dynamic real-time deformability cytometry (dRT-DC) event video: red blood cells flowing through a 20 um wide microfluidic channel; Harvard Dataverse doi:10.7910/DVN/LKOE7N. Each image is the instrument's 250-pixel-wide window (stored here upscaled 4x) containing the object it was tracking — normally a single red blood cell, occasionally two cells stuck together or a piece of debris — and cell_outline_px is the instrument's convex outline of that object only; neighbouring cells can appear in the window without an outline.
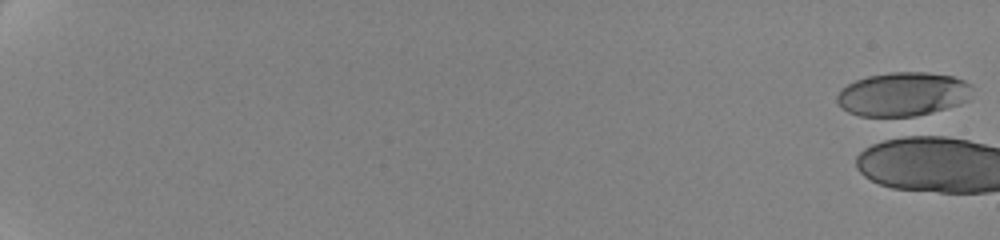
{"species": "human", "species_latin": "Homo sapiens", "temperature_condition": "cold", "stored_images_in_passage": 1, "camera_frame_rate_fps": 3000, "um_per_image_px": 0.085, "donor": {"sex": "female"}, "frame": {"image": 1, "passage_image": 1, "time_ms": 0.0, "image_size_px": [1000, 240], "cell_outline_px": [[972, 84], [968, 100], [960, 104], [908, 120], [904, 120], [860, 116], [848, 112], [840, 108], [836, 100], [836, 96], [848, 84], [856, 80], [868, 76], [888, 72], [928, 72], [952, 76], [964, 80]], "centroid_in_image_um": [76.74, 8.06], "position_along_channel_um": 8.3, "area_um2": 35.72}}